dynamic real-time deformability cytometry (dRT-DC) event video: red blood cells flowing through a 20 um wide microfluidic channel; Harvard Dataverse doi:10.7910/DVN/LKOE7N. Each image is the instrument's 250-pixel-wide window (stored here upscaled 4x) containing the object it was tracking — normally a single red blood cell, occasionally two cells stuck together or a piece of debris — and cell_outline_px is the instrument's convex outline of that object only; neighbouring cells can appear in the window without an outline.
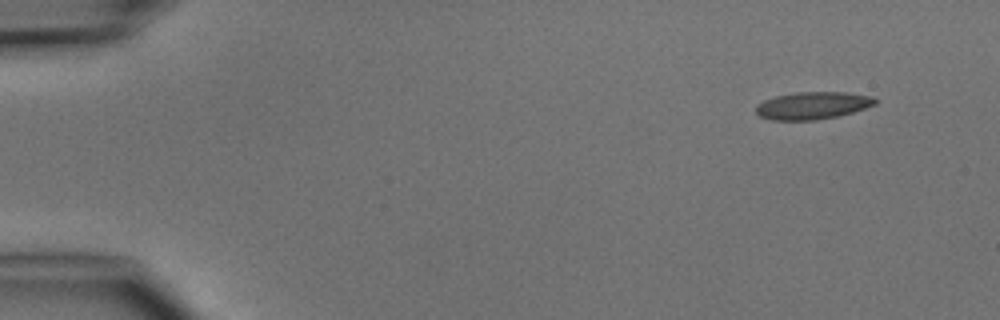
{"species": "common noctule bat (a hibernating species)", "species_latin": "Nyctalus noctula", "temperature_condition": "cold", "stored_images_in_passage": 4, "camera_frame_rate_fps": 3000, "um_per_image_px": 0.085, "animal": {"sex": "male", "body_mass_g": 15.6}, "frame": {"image": 1, "passage_image": 1, "time_ms": 0.0, "image_size_px": [1000, 320], "cell_outline_px": [[876, 104], [852, 112], [836, 116], [816, 120], [772, 120], [760, 116], [756, 112], [756, 104], [764, 100], [776, 96], [796, 92], [848, 92], [872, 96], [876, 100]], "centroid_in_image_um": [69.06, 8.96], "position_along_channel_um": 15.9, "area_um2": 18.96}}
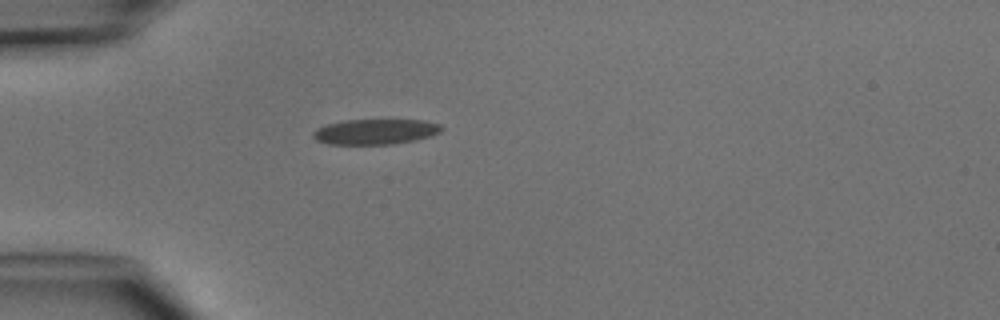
{"frame": {"image": 2, "passage_image": 4, "time_ms": 3.333, "image_size_px": [1000, 320], "cell_outline_px": [[444, 128], [440, 132], [432, 136], [416, 140], [392, 144], [328, 144], [316, 140], [312, 136], [312, 132], [316, 128], [328, 124], [344, 120], [424, 120], [440, 124]], "centroid_in_image_um": [31.92, 11.19], "position_along_channel_um": 53.1, "area_um2": 19.07}}